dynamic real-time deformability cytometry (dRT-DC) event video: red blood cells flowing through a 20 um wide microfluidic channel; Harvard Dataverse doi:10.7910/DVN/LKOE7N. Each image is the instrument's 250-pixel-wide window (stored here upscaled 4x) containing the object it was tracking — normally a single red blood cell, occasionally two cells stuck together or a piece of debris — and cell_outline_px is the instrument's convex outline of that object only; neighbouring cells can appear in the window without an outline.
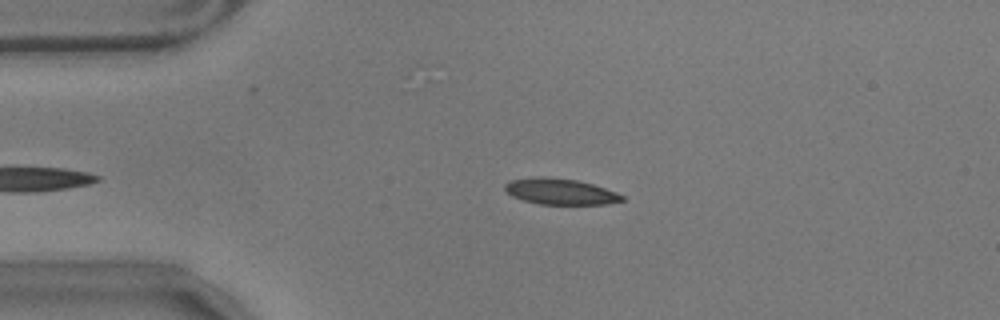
{"species": "common noctule bat (a hibernating species)", "species_latin": "Nyctalus noctula", "temperature_condition": "warm", "stored_images_in_passage": 39, "camera_frame_rate_fps": 3000, "um_per_image_px": 0.085, "animal": {"sex": "male", "body_mass_g": 17.9}, "frame": {"image": 1, "passage_image": 8, "time_ms": 2.333, "image_size_px": [1000, 320], "cell_outline_px": [[624, 200], [604, 204], [540, 204], [524, 200], [512, 196], [504, 188], [504, 184], [512, 180], [540, 176], [548, 176], [576, 180], [592, 184], [616, 192], [624, 196]], "centroid_in_image_um": [47.62, 16.27], "position_along_channel_um": 37.4, "area_um2": 17.57}}
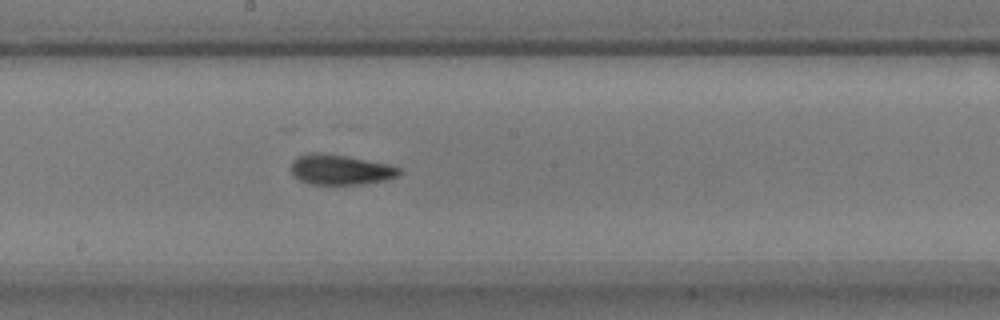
{"frame": {"image": 2, "passage_image": 26, "time_ms": 8.333, "image_size_px": [1000, 320], "cell_outline_px": [[400, 172], [396, 176], [384, 180], [364, 184], [308, 184], [300, 180], [292, 172], [292, 160], [296, 156], [308, 152], [320, 152], [348, 156], [392, 164], [400, 168]], "centroid_in_image_um": [28.92, 14.4], "position_along_channel_um": 219.3, "area_um2": 19.19}}
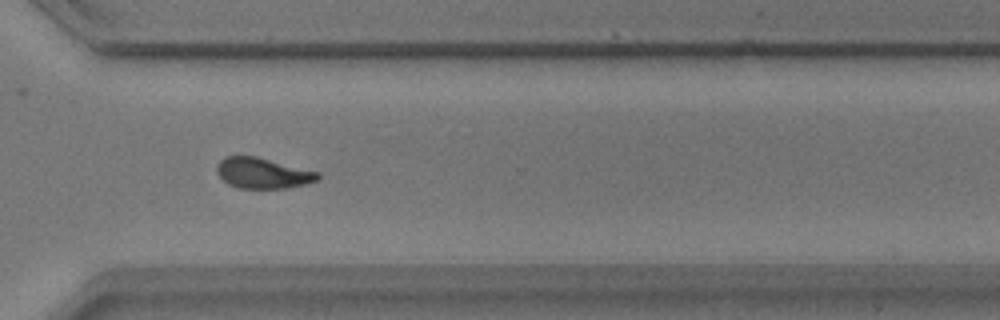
{"frame": {"image": 3, "passage_image": 37, "time_ms": 12.0, "image_size_px": [1000, 320], "cell_outline_px": [[320, 176], [316, 180], [304, 184], [284, 188], [240, 188], [228, 184], [216, 172], [216, 168], [220, 160], [224, 156], [256, 156], [320, 172]], "centroid_in_image_um": [22.32, 14.7], "position_along_channel_um": 348.3, "area_um2": 17.92}, "authors_computed_cell_mechanics": {"area_um2": 18.2648, "velocity_mm_per_s": 3.5242, "shape_relaxation_time_tau1_ms": 5.8654, "shape_relaxation_time_tau2_ms": 2.5394, "deformation_change_tau1": 0.1657, "deformation_change_tau2": 0.0888}}